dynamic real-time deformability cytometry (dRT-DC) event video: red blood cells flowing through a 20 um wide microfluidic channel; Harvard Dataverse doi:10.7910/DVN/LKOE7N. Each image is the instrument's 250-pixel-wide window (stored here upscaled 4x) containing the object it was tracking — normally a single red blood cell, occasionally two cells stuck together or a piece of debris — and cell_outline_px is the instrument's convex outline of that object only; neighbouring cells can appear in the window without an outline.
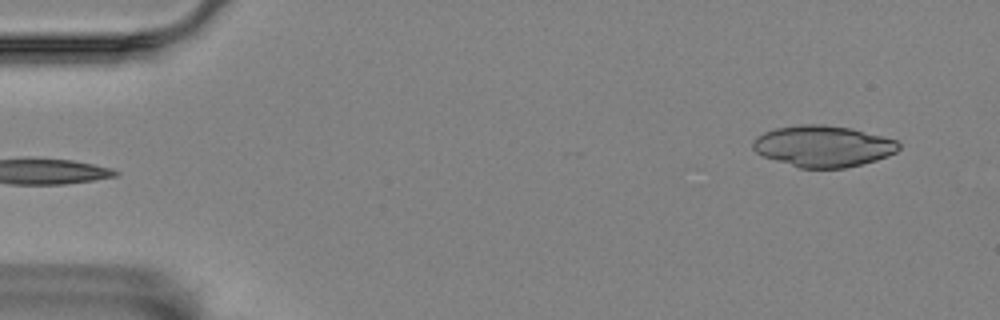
{"species": "Egyptian fruit bat (a non-hibernating species)", "species_latin": "Rousettus aegyptiacus", "temperature_condition": "room temperature", "stored_images_in_passage": 4, "segment_of_instrument_passage": [2, 2], "camera_frame_rate_fps": 3000, "um_per_image_px": 0.085, "animal": {"sex": "female"}, "frame": {"image": 1, "passage_image": 4, "time_ms": 1.0, "image_size_px": [1000, 320], "cell_outline_px": [[900, 148], [896, 152], [888, 156], [876, 160], [844, 168], [800, 168], [760, 156], [752, 148], [752, 140], [756, 136], [764, 132], [776, 128], [800, 124], [824, 124], [852, 128], [896, 140], [900, 144]], "centroid_in_image_um": [69.92, 12.42], "position_along_channel_um": 15.1, "area_um2": 35.32}}